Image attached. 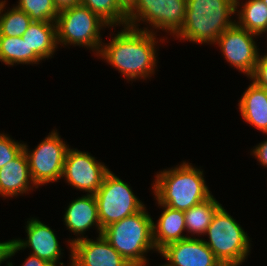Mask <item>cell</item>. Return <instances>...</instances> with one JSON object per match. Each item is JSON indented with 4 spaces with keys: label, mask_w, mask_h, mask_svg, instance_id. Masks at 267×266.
I'll return each instance as SVG.
<instances>
[{
    "label": "cell",
    "mask_w": 267,
    "mask_h": 266,
    "mask_svg": "<svg viewBox=\"0 0 267 266\" xmlns=\"http://www.w3.org/2000/svg\"><path fill=\"white\" fill-rule=\"evenodd\" d=\"M119 5L128 13L136 3V0H117Z\"/></svg>",
    "instance_id": "cell-31"
},
{
    "label": "cell",
    "mask_w": 267,
    "mask_h": 266,
    "mask_svg": "<svg viewBox=\"0 0 267 266\" xmlns=\"http://www.w3.org/2000/svg\"><path fill=\"white\" fill-rule=\"evenodd\" d=\"M251 82L238 101V109L244 122L267 135V89Z\"/></svg>",
    "instance_id": "cell-19"
},
{
    "label": "cell",
    "mask_w": 267,
    "mask_h": 266,
    "mask_svg": "<svg viewBox=\"0 0 267 266\" xmlns=\"http://www.w3.org/2000/svg\"><path fill=\"white\" fill-rule=\"evenodd\" d=\"M80 4L97 14L111 30L114 26H127V12L117 0H81Z\"/></svg>",
    "instance_id": "cell-23"
},
{
    "label": "cell",
    "mask_w": 267,
    "mask_h": 266,
    "mask_svg": "<svg viewBox=\"0 0 267 266\" xmlns=\"http://www.w3.org/2000/svg\"><path fill=\"white\" fill-rule=\"evenodd\" d=\"M0 62L5 65H28V46L23 38L0 35Z\"/></svg>",
    "instance_id": "cell-24"
},
{
    "label": "cell",
    "mask_w": 267,
    "mask_h": 266,
    "mask_svg": "<svg viewBox=\"0 0 267 266\" xmlns=\"http://www.w3.org/2000/svg\"><path fill=\"white\" fill-rule=\"evenodd\" d=\"M221 206L222 204L211 195L208 199L185 211L186 231L189 234L191 233L189 238H192V235H194L193 238H196L197 235H205L213 216Z\"/></svg>",
    "instance_id": "cell-21"
},
{
    "label": "cell",
    "mask_w": 267,
    "mask_h": 266,
    "mask_svg": "<svg viewBox=\"0 0 267 266\" xmlns=\"http://www.w3.org/2000/svg\"><path fill=\"white\" fill-rule=\"evenodd\" d=\"M148 264H140V265H134V266H147ZM160 266H164V265H160Z\"/></svg>",
    "instance_id": "cell-33"
},
{
    "label": "cell",
    "mask_w": 267,
    "mask_h": 266,
    "mask_svg": "<svg viewBox=\"0 0 267 266\" xmlns=\"http://www.w3.org/2000/svg\"><path fill=\"white\" fill-rule=\"evenodd\" d=\"M30 150L24 143L30 175L39 188L48 183L58 182L62 179L65 156L69 145L62 140L58 131L53 129L43 141Z\"/></svg>",
    "instance_id": "cell-9"
},
{
    "label": "cell",
    "mask_w": 267,
    "mask_h": 266,
    "mask_svg": "<svg viewBox=\"0 0 267 266\" xmlns=\"http://www.w3.org/2000/svg\"><path fill=\"white\" fill-rule=\"evenodd\" d=\"M28 46V65L52 58L58 48L56 22L32 21L21 36Z\"/></svg>",
    "instance_id": "cell-16"
},
{
    "label": "cell",
    "mask_w": 267,
    "mask_h": 266,
    "mask_svg": "<svg viewBox=\"0 0 267 266\" xmlns=\"http://www.w3.org/2000/svg\"><path fill=\"white\" fill-rule=\"evenodd\" d=\"M53 3L57 7L58 10H61L66 7L79 5L81 3V0H53Z\"/></svg>",
    "instance_id": "cell-30"
},
{
    "label": "cell",
    "mask_w": 267,
    "mask_h": 266,
    "mask_svg": "<svg viewBox=\"0 0 267 266\" xmlns=\"http://www.w3.org/2000/svg\"><path fill=\"white\" fill-rule=\"evenodd\" d=\"M203 172V169L193 167L192 163L186 161L174 168L157 172L152 184L155 200L185 212L208 199L212 194L205 183Z\"/></svg>",
    "instance_id": "cell-2"
},
{
    "label": "cell",
    "mask_w": 267,
    "mask_h": 266,
    "mask_svg": "<svg viewBox=\"0 0 267 266\" xmlns=\"http://www.w3.org/2000/svg\"><path fill=\"white\" fill-rule=\"evenodd\" d=\"M152 223L153 218L144 206L139 212L104 228L102 236L132 266L148 264L147 253L157 252Z\"/></svg>",
    "instance_id": "cell-4"
},
{
    "label": "cell",
    "mask_w": 267,
    "mask_h": 266,
    "mask_svg": "<svg viewBox=\"0 0 267 266\" xmlns=\"http://www.w3.org/2000/svg\"><path fill=\"white\" fill-rule=\"evenodd\" d=\"M251 155L264 167L267 168V139L260 142L257 146L253 147Z\"/></svg>",
    "instance_id": "cell-28"
},
{
    "label": "cell",
    "mask_w": 267,
    "mask_h": 266,
    "mask_svg": "<svg viewBox=\"0 0 267 266\" xmlns=\"http://www.w3.org/2000/svg\"><path fill=\"white\" fill-rule=\"evenodd\" d=\"M24 142H18L4 133H0V169L15 159L22 151Z\"/></svg>",
    "instance_id": "cell-26"
},
{
    "label": "cell",
    "mask_w": 267,
    "mask_h": 266,
    "mask_svg": "<svg viewBox=\"0 0 267 266\" xmlns=\"http://www.w3.org/2000/svg\"><path fill=\"white\" fill-rule=\"evenodd\" d=\"M38 188L33 182L28 159L22 151L15 159L0 169V195L2 198H16Z\"/></svg>",
    "instance_id": "cell-17"
},
{
    "label": "cell",
    "mask_w": 267,
    "mask_h": 266,
    "mask_svg": "<svg viewBox=\"0 0 267 266\" xmlns=\"http://www.w3.org/2000/svg\"><path fill=\"white\" fill-rule=\"evenodd\" d=\"M204 243L215 254L223 266H240L251 251V240L247 232L221 206L213 216Z\"/></svg>",
    "instance_id": "cell-5"
},
{
    "label": "cell",
    "mask_w": 267,
    "mask_h": 266,
    "mask_svg": "<svg viewBox=\"0 0 267 266\" xmlns=\"http://www.w3.org/2000/svg\"><path fill=\"white\" fill-rule=\"evenodd\" d=\"M262 2L267 6V0H262Z\"/></svg>",
    "instance_id": "cell-34"
},
{
    "label": "cell",
    "mask_w": 267,
    "mask_h": 266,
    "mask_svg": "<svg viewBox=\"0 0 267 266\" xmlns=\"http://www.w3.org/2000/svg\"><path fill=\"white\" fill-rule=\"evenodd\" d=\"M101 229L139 212L145 205L133 193L130 185L110 170L104 176L101 187L94 194Z\"/></svg>",
    "instance_id": "cell-8"
},
{
    "label": "cell",
    "mask_w": 267,
    "mask_h": 266,
    "mask_svg": "<svg viewBox=\"0 0 267 266\" xmlns=\"http://www.w3.org/2000/svg\"><path fill=\"white\" fill-rule=\"evenodd\" d=\"M27 233V238L24 240L15 238L7 241L5 260H10L18 251L26 248L31 249V255L37 256L40 259L46 260L59 266H66L63 262H59L61 256L63 257V249L59 245L57 235L54 230L48 225L44 224L38 218H29L24 227ZM58 263V264H57ZM69 266L72 264L70 258Z\"/></svg>",
    "instance_id": "cell-10"
},
{
    "label": "cell",
    "mask_w": 267,
    "mask_h": 266,
    "mask_svg": "<svg viewBox=\"0 0 267 266\" xmlns=\"http://www.w3.org/2000/svg\"><path fill=\"white\" fill-rule=\"evenodd\" d=\"M257 36L235 23L222 32L215 43L229 65L245 74L247 78L254 73L260 54L254 39Z\"/></svg>",
    "instance_id": "cell-11"
},
{
    "label": "cell",
    "mask_w": 267,
    "mask_h": 266,
    "mask_svg": "<svg viewBox=\"0 0 267 266\" xmlns=\"http://www.w3.org/2000/svg\"><path fill=\"white\" fill-rule=\"evenodd\" d=\"M15 6L36 22H56L59 13L53 0H18Z\"/></svg>",
    "instance_id": "cell-25"
},
{
    "label": "cell",
    "mask_w": 267,
    "mask_h": 266,
    "mask_svg": "<svg viewBox=\"0 0 267 266\" xmlns=\"http://www.w3.org/2000/svg\"><path fill=\"white\" fill-rule=\"evenodd\" d=\"M7 2L4 0L0 6V35L20 37L26 32L32 20L15 5L11 7L12 9L6 7Z\"/></svg>",
    "instance_id": "cell-22"
},
{
    "label": "cell",
    "mask_w": 267,
    "mask_h": 266,
    "mask_svg": "<svg viewBox=\"0 0 267 266\" xmlns=\"http://www.w3.org/2000/svg\"><path fill=\"white\" fill-rule=\"evenodd\" d=\"M110 27L97 14L79 4L59 10L56 19L57 44L86 47L98 56L102 47L101 30Z\"/></svg>",
    "instance_id": "cell-6"
},
{
    "label": "cell",
    "mask_w": 267,
    "mask_h": 266,
    "mask_svg": "<svg viewBox=\"0 0 267 266\" xmlns=\"http://www.w3.org/2000/svg\"><path fill=\"white\" fill-rule=\"evenodd\" d=\"M257 86L267 89V53L260 55L254 73L250 77Z\"/></svg>",
    "instance_id": "cell-27"
},
{
    "label": "cell",
    "mask_w": 267,
    "mask_h": 266,
    "mask_svg": "<svg viewBox=\"0 0 267 266\" xmlns=\"http://www.w3.org/2000/svg\"><path fill=\"white\" fill-rule=\"evenodd\" d=\"M6 245H7V241L0 242V266L2 263L6 261L5 260Z\"/></svg>",
    "instance_id": "cell-32"
},
{
    "label": "cell",
    "mask_w": 267,
    "mask_h": 266,
    "mask_svg": "<svg viewBox=\"0 0 267 266\" xmlns=\"http://www.w3.org/2000/svg\"><path fill=\"white\" fill-rule=\"evenodd\" d=\"M158 207L163 208L158 222L152 223L153 228V243L159 253L167 245L179 240L189 238V235H184L186 232L185 215L183 211L169 208L166 205L157 203Z\"/></svg>",
    "instance_id": "cell-18"
},
{
    "label": "cell",
    "mask_w": 267,
    "mask_h": 266,
    "mask_svg": "<svg viewBox=\"0 0 267 266\" xmlns=\"http://www.w3.org/2000/svg\"><path fill=\"white\" fill-rule=\"evenodd\" d=\"M240 2V0H235V15L238 17L235 23L258 36L267 33V6L262 0Z\"/></svg>",
    "instance_id": "cell-20"
},
{
    "label": "cell",
    "mask_w": 267,
    "mask_h": 266,
    "mask_svg": "<svg viewBox=\"0 0 267 266\" xmlns=\"http://www.w3.org/2000/svg\"><path fill=\"white\" fill-rule=\"evenodd\" d=\"M25 260L21 266H58L31 254Z\"/></svg>",
    "instance_id": "cell-29"
},
{
    "label": "cell",
    "mask_w": 267,
    "mask_h": 266,
    "mask_svg": "<svg viewBox=\"0 0 267 266\" xmlns=\"http://www.w3.org/2000/svg\"><path fill=\"white\" fill-rule=\"evenodd\" d=\"M235 5V0H186L183 27L174 39L214 45L222 32L235 24L231 19Z\"/></svg>",
    "instance_id": "cell-3"
},
{
    "label": "cell",
    "mask_w": 267,
    "mask_h": 266,
    "mask_svg": "<svg viewBox=\"0 0 267 266\" xmlns=\"http://www.w3.org/2000/svg\"><path fill=\"white\" fill-rule=\"evenodd\" d=\"M156 38V33L125 26L113 34L109 43H102L98 57L128 81L146 80L155 75L157 69L156 45L166 40L161 38L158 42Z\"/></svg>",
    "instance_id": "cell-1"
},
{
    "label": "cell",
    "mask_w": 267,
    "mask_h": 266,
    "mask_svg": "<svg viewBox=\"0 0 267 266\" xmlns=\"http://www.w3.org/2000/svg\"><path fill=\"white\" fill-rule=\"evenodd\" d=\"M159 254L168 262L164 266H223L200 236L171 243Z\"/></svg>",
    "instance_id": "cell-14"
},
{
    "label": "cell",
    "mask_w": 267,
    "mask_h": 266,
    "mask_svg": "<svg viewBox=\"0 0 267 266\" xmlns=\"http://www.w3.org/2000/svg\"><path fill=\"white\" fill-rule=\"evenodd\" d=\"M90 154L68 148L62 178L73 188L94 195L101 187L104 176L110 169Z\"/></svg>",
    "instance_id": "cell-12"
},
{
    "label": "cell",
    "mask_w": 267,
    "mask_h": 266,
    "mask_svg": "<svg viewBox=\"0 0 267 266\" xmlns=\"http://www.w3.org/2000/svg\"><path fill=\"white\" fill-rule=\"evenodd\" d=\"M65 210L63 221L66 228L75 234V237L77 236V238L67 241L70 251H72L73 242L88 237L87 235L84 236L88 229L95 227L98 235H102L103 230L98 218L97 202L93 194H85L70 201Z\"/></svg>",
    "instance_id": "cell-15"
},
{
    "label": "cell",
    "mask_w": 267,
    "mask_h": 266,
    "mask_svg": "<svg viewBox=\"0 0 267 266\" xmlns=\"http://www.w3.org/2000/svg\"><path fill=\"white\" fill-rule=\"evenodd\" d=\"M71 266H132L102 236L72 243Z\"/></svg>",
    "instance_id": "cell-13"
},
{
    "label": "cell",
    "mask_w": 267,
    "mask_h": 266,
    "mask_svg": "<svg viewBox=\"0 0 267 266\" xmlns=\"http://www.w3.org/2000/svg\"><path fill=\"white\" fill-rule=\"evenodd\" d=\"M186 8V0H136L127 13V26L153 33L164 30L174 37L183 27ZM138 22L152 27L139 29Z\"/></svg>",
    "instance_id": "cell-7"
}]
</instances>
